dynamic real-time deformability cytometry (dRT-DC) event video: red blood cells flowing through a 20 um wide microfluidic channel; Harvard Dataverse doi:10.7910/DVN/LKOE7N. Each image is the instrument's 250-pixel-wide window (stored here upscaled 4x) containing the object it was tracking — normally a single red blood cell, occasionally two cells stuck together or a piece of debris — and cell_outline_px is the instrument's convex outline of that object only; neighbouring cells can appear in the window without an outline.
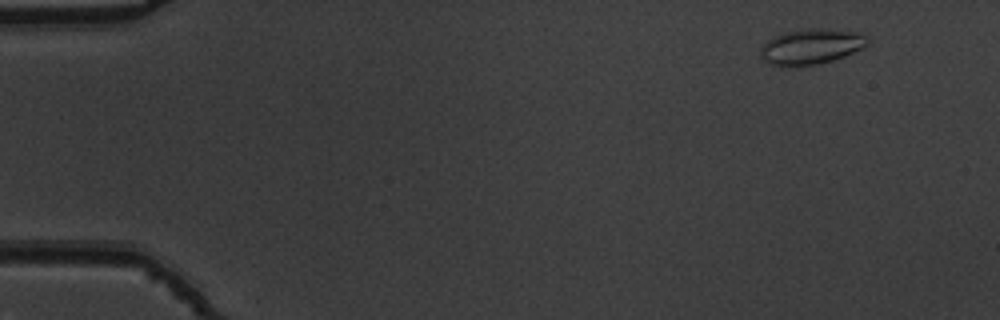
{"species": "common noctule bat (a hibernating species)", "species_latin": "Nyctalus noctula", "temperature_condition": "warm", "stored_images_in_passage": 50, "camera_frame_rate_fps": 3000, "um_per_image_px": 0.085, "animal": {"sex": "male", "body_mass_g": 19.5, "forearm_length_mm": 54.6}, "frame": {"image": 1, "passage_image": 1, "time_ms": 0.0, "image_size_px": [1000, 320], "cell_outline_px": [[868, 44], [864, 48], [844, 56], [832, 60], [816, 64], [772, 64], [764, 60], [760, 56], [764, 44], [768, 40], [784, 32], [808, 28], [820, 28], [860, 32], [868, 36]], "centroid_in_image_um": [69.03, 3.91], "position_along_channel_um": 16.0, "area_um2": 21.56}}
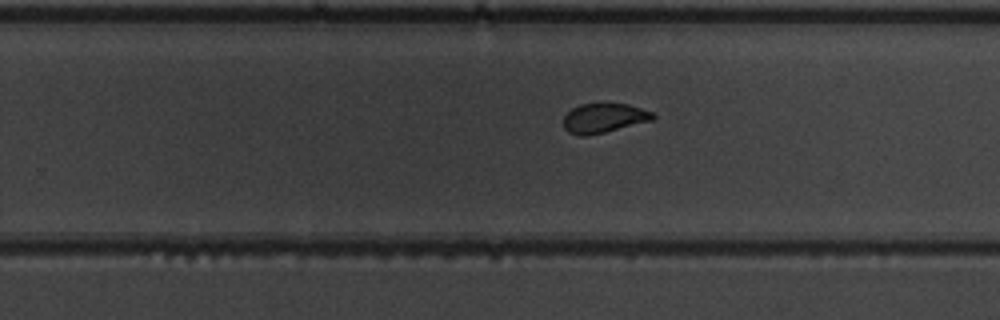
{"frame": {"image": 2, "passage_image": 31, "time_ms": 10.0, "image_size_px": [1000, 320], "cell_outline_px": [[656, 116], [652, 120], [588, 136], [580, 136], [568, 132], [564, 128], [564, 116], [572, 108], [580, 104], [628, 104], [652, 112]], "centroid_in_image_um": [51.3, 10.04], "position_along_channel_um": 278.5, "area_um2": 15.14}}
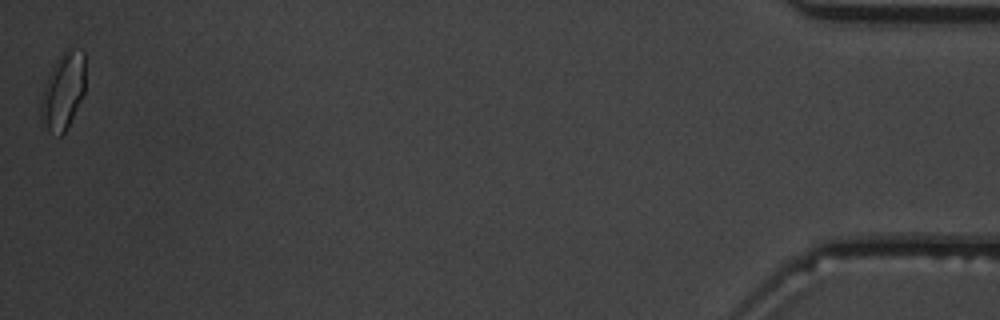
{"frame": {"image": 3, "passage_image": 50, "time_ms": 16.333, "image_size_px": [1000, 320], "cell_outline_px": [[84, 92], [64, 132], [60, 136], [48, 128], [40, 120], [40, 104], [44, 88], [48, 76], [56, 60], [64, 52], [84, 52]], "centroid_in_image_um": [5.34, 7.78], "position_along_channel_um": 429.9, "area_um2": 18.84}, "authors_computed_cell_mechanics": {"area_um2": 16.6753, "velocity_mm_per_s": 3.8039, "shape_relaxation_time_tau1_ms": 4.7962, "shape_relaxation_time_tau2_ms": 0.9682, "deformation_change_tau1": 0.154, "deformation_change_tau2": 0.0543}}